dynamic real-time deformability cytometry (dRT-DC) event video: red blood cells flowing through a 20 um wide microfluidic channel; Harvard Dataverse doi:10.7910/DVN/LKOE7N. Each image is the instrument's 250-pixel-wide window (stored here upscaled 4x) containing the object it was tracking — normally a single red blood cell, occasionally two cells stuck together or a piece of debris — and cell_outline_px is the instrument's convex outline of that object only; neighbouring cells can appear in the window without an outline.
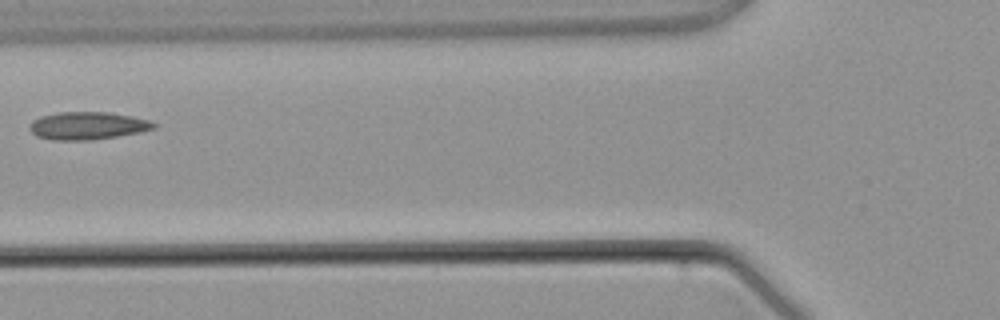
{"species": "common noctule bat (a hibernating species)", "species_latin": "Nyctalus noctula", "temperature_condition": "warm", "stored_images_in_passage": 3, "camera_frame_rate_fps": 3000, "um_per_image_px": 0.085, "animal": {"sex": "male", "body_mass_g": 21.5, "forearm_length_mm": 52.0}, "frame": {"image": 1, "passage_image": 3, "time_ms": 2.333, "image_size_px": [1000, 320], "cell_outline_px": [[156, 128], [140, 132], [92, 140], [52, 140], [36, 136], [28, 128], [32, 120], [40, 116], [60, 112], [108, 112], [132, 116], [148, 120], [156, 124]], "centroid_in_image_um": [7.42, 10.68], "position_along_channel_um": 118.4, "area_um2": 20.06}}